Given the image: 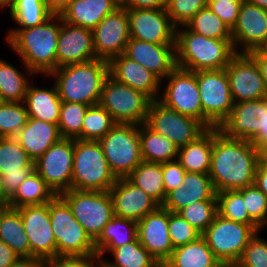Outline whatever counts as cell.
Returning <instances> with one entry per match:
<instances>
[{
  "label": "cell",
  "instance_id": "34e18365",
  "mask_svg": "<svg viewBox=\"0 0 267 267\" xmlns=\"http://www.w3.org/2000/svg\"><path fill=\"white\" fill-rule=\"evenodd\" d=\"M0 204H6V202H3L2 199L0 198Z\"/></svg>",
  "mask_w": 267,
  "mask_h": 267
},
{
  "label": "cell",
  "instance_id": "6da1fadb",
  "mask_svg": "<svg viewBox=\"0 0 267 267\" xmlns=\"http://www.w3.org/2000/svg\"><path fill=\"white\" fill-rule=\"evenodd\" d=\"M260 159L261 151L250 141L227 138L214 127L209 176L216 193L253 185Z\"/></svg>",
  "mask_w": 267,
  "mask_h": 267
},
{
  "label": "cell",
  "instance_id": "f546056e",
  "mask_svg": "<svg viewBox=\"0 0 267 267\" xmlns=\"http://www.w3.org/2000/svg\"><path fill=\"white\" fill-rule=\"evenodd\" d=\"M214 128L207 129L195 141L178 148L177 161L186 172L209 174Z\"/></svg>",
  "mask_w": 267,
  "mask_h": 267
},
{
  "label": "cell",
  "instance_id": "11a10c76",
  "mask_svg": "<svg viewBox=\"0 0 267 267\" xmlns=\"http://www.w3.org/2000/svg\"><path fill=\"white\" fill-rule=\"evenodd\" d=\"M185 174L186 170L177 160L163 163V182L166 195L182 185Z\"/></svg>",
  "mask_w": 267,
  "mask_h": 267
},
{
  "label": "cell",
  "instance_id": "2644e50d",
  "mask_svg": "<svg viewBox=\"0 0 267 267\" xmlns=\"http://www.w3.org/2000/svg\"><path fill=\"white\" fill-rule=\"evenodd\" d=\"M220 267H240L237 263L221 264Z\"/></svg>",
  "mask_w": 267,
  "mask_h": 267
},
{
  "label": "cell",
  "instance_id": "30bf717a",
  "mask_svg": "<svg viewBox=\"0 0 267 267\" xmlns=\"http://www.w3.org/2000/svg\"><path fill=\"white\" fill-rule=\"evenodd\" d=\"M67 202L75 219L95 241L104 226L114 216L113 200L109 191L70 189L60 194Z\"/></svg>",
  "mask_w": 267,
  "mask_h": 267
},
{
  "label": "cell",
  "instance_id": "f1b7e54d",
  "mask_svg": "<svg viewBox=\"0 0 267 267\" xmlns=\"http://www.w3.org/2000/svg\"><path fill=\"white\" fill-rule=\"evenodd\" d=\"M52 88L42 89L29 84L24 99L28 118H35L48 123L58 124L62 101L58 95L55 84Z\"/></svg>",
  "mask_w": 267,
  "mask_h": 267
},
{
  "label": "cell",
  "instance_id": "ee69618b",
  "mask_svg": "<svg viewBox=\"0 0 267 267\" xmlns=\"http://www.w3.org/2000/svg\"><path fill=\"white\" fill-rule=\"evenodd\" d=\"M88 105L61 102L58 128L62 138L82 140V126Z\"/></svg>",
  "mask_w": 267,
  "mask_h": 267
},
{
  "label": "cell",
  "instance_id": "7a4b0ae2",
  "mask_svg": "<svg viewBox=\"0 0 267 267\" xmlns=\"http://www.w3.org/2000/svg\"><path fill=\"white\" fill-rule=\"evenodd\" d=\"M61 23L60 15H52L41 25L14 28L6 34L9 46L21 57L28 74L41 73L48 76L50 72L57 69L58 36Z\"/></svg>",
  "mask_w": 267,
  "mask_h": 267
},
{
  "label": "cell",
  "instance_id": "60d3db41",
  "mask_svg": "<svg viewBox=\"0 0 267 267\" xmlns=\"http://www.w3.org/2000/svg\"><path fill=\"white\" fill-rule=\"evenodd\" d=\"M9 11L20 28L41 25L53 15L44 0H16Z\"/></svg>",
  "mask_w": 267,
  "mask_h": 267
},
{
  "label": "cell",
  "instance_id": "ab89813d",
  "mask_svg": "<svg viewBox=\"0 0 267 267\" xmlns=\"http://www.w3.org/2000/svg\"><path fill=\"white\" fill-rule=\"evenodd\" d=\"M113 255L114 262L108 263L114 267H161V264L136 239L132 243L115 247L109 254Z\"/></svg>",
  "mask_w": 267,
  "mask_h": 267
},
{
  "label": "cell",
  "instance_id": "003e7915",
  "mask_svg": "<svg viewBox=\"0 0 267 267\" xmlns=\"http://www.w3.org/2000/svg\"><path fill=\"white\" fill-rule=\"evenodd\" d=\"M97 267H114V266L110 265L108 261H105V259L103 260V256H102V257H98Z\"/></svg>",
  "mask_w": 267,
  "mask_h": 267
},
{
  "label": "cell",
  "instance_id": "277c9868",
  "mask_svg": "<svg viewBox=\"0 0 267 267\" xmlns=\"http://www.w3.org/2000/svg\"><path fill=\"white\" fill-rule=\"evenodd\" d=\"M236 54L232 40L212 39L176 28V65L190 70L225 69Z\"/></svg>",
  "mask_w": 267,
  "mask_h": 267
},
{
  "label": "cell",
  "instance_id": "f6af8a7d",
  "mask_svg": "<svg viewBox=\"0 0 267 267\" xmlns=\"http://www.w3.org/2000/svg\"><path fill=\"white\" fill-rule=\"evenodd\" d=\"M28 113L24 102L0 103V138L15 137L26 125Z\"/></svg>",
  "mask_w": 267,
  "mask_h": 267
},
{
  "label": "cell",
  "instance_id": "484cf974",
  "mask_svg": "<svg viewBox=\"0 0 267 267\" xmlns=\"http://www.w3.org/2000/svg\"><path fill=\"white\" fill-rule=\"evenodd\" d=\"M202 200H217L209 174L186 172L182 185L169 192L161 206L178 213L184 207Z\"/></svg>",
  "mask_w": 267,
  "mask_h": 267
},
{
  "label": "cell",
  "instance_id": "74e56055",
  "mask_svg": "<svg viewBox=\"0 0 267 267\" xmlns=\"http://www.w3.org/2000/svg\"><path fill=\"white\" fill-rule=\"evenodd\" d=\"M29 80L9 62L0 59V98L2 102H24Z\"/></svg>",
  "mask_w": 267,
  "mask_h": 267
},
{
  "label": "cell",
  "instance_id": "8fae6325",
  "mask_svg": "<svg viewBox=\"0 0 267 267\" xmlns=\"http://www.w3.org/2000/svg\"><path fill=\"white\" fill-rule=\"evenodd\" d=\"M257 231L248 224L225 219L217 214L202 237L222 264L237 263Z\"/></svg>",
  "mask_w": 267,
  "mask_h": 267
},
{
  "label": "cell",
  "instance_id": "e0dca14e",
  "mask_svg": "<svg viewBox=\"0 0 267 267\" xmlns=\"http://www.w3.org/2000/svg\"><path fill=\"white\" fill-rule=\"evenodd\" d=\"M30 246V257L41 260L57 256V242L49 215V202L17 208Z\"/></svg>",
  "mask_w": 267,
  "mask_h": 267
},
{
  "label": "cell",
  "instance_id": "836d02e7",
  "mask_svg": "<svg viewBox=\"0 0 267 267\" xmlns=\"http://www.w3.org/2000/svg\"><path fill=\"white\" fill-rule=\"evenodd\" d=\"M56 194L33 170L18 186L14 195L6 202L10 208H20L26 205H41L50 202Z\"/></svg>",
  "mask_w": 267,
  "mask_h": 267
},
{
  "label": "cell",
  "instance_id": "d4e9b609",
  "mask_svg": "<svg viewBox=\"0 0 267 267\" xmlns=\"http://www.w3.org/2000/svg\"><path fill=\"white\" fill-rule=\"evenodd\" d=\"M109 75L116 81L143 92L152 100L159 99L162 81L124 54L116 56L109 61Z\"/></svg>",
  "mask_w": 267,
  "mask_h": 267
},
{
  "label": "cell",
  "instance_id": "4316f807",
  "mask_svg": "<svg viewBox=\"0 0 267 267\" xmlns=\"http://www.w3.org/2000/svg\"><path fill=\"white\" fill-rule=\"evenodd\" d=\"M33 159L37 160L62 137L57 124L28 118L26 125L14 137Z\"/></svg>",
  "mask_w": 267,
  "mask_h": 267
},
{
  "label": "cell",
  "instance_id": "89a4df30",
  "mask_svg": "<svg viewBox=\"0 0 267 267\" xmlns=\"http://www.w3.org/2000/svg\"><path fill=\"white\" fill-rule=\"evenodd\" d=\"M8 208L7 204H0V217L1 214Z\"/></svg>",
  "mask_w": 267,
  "mask_h": 267
},
{
  "label": "cell",
  "instance_id": "9a60e30c",
  "mask_svg": "<svg viewBox=\"0 0 267 267\" xmlns=\"http://www.w3.org/2000/svg\"><path fill=\"white\" fill-rule=\"evenodd\" d=\"M267 97L234 103L229 116L218 129L227 138L250 141L255 145L265 134Z\"/></svg>",
  "mask_w": 267,
  "mask_h": 267
},
{
  "label": "cell",
  "instance_id": "db71d44e",
  "mask_svg": "<svg viewBox=\"0 0 267 267\" xmlns=\"http://www.w3.org/2000/svg\"><path fill=\"white\" fill-rule=\"evenodd\" d=\"M242 2L207 1V6L232 30Z\"/></svg>",
  "mask_w": 267,
  "mask_h": 267
},
{
  "label": "cell",
  "instance_id": "816d5d0a",
  "mask_svg": "<svg viewBox=\"0 0 267 267\" xmlns=\"http://www.w3.org/2000/svg\"><path fill=\"white\" fill-rule=\"evenodd\" d=\"M34 170V167H23L22 172H6L0 175V198L7 202L16 192L18 186Z\"/></svg>",
  "mask_w": 267,
  "mask_h": 267
},
{
  "label": "cell",
  "instance_id": "8c879c8a",
  "mask_svg": "<svg viewBox=\"0 0 267 267\" xmlns=\"http://www.w3.org/2000/svg\"><path fill=\"white\" fill-rule=\"evenodd\" d=\"M207 1H220V2H243L244 0H207Z\"/></svg>",
  "mask_w": 267,
  "mask_h": 267
},
{
  "label": "cell",
  "instance_id": "c3c4849f",
  "mask_svg": "<svg viewBox=\"0 0 267 267\" xmlns=\"http://www.w3.org/2000/svg\"><path fill=\"white\" fill-rule=\"evenodd\" d=\"M168 230L175 248L196 241L201 233L191 226L179 213L169 211Z\"/></svg>",
  "mask_w": 267,
  "mask_h": 267
},
{
  "label": "cell",
  "instance_id": "e7e4bbea",
  "mask_svg": "<svg viewBox=\"0 0 267 267\" xmlns=\"http://www.w3.org/2000/svg\"><path fill=\"white\" fill-rule=\"evenodd\" d=\"M244 1L256 5L260 8L267 9V0H244Z\"/></svg>",
  "mask_w": 267,
  "mask_h": 267
},
{
  "label": "cell",
  "instance_id": "7bdbcfd3",
  "mask_svg": "<svg viewBox=\"0 0 267 267\" xmlns=\"http://www.w3.org/2000/svg\"><path fill=\"white\" fill-rule=\"evenodd\" d=\"M23 167H34L33 159L14 138H0V175L22 172Z\"/></svg>",
  "mask_w": 267,
  "mask_h": 267
},
{
  "label": "cell",
  "instance_id": "f5cc1de1",
  "mask_svg": "<svg viewBox=\"0 0 267 267\" xmlns=\"http://www.w3.org/2000/svg\"><path fill=\"white\" fill-rule=\"evenodd\" d=\"M98 256L57 255L43 260L42 267H97Z\"/></svg>",
  "mask_w": 267,
  "mask_h": 267
},
{
  "label": "cell",
  "instance_id": "52a82bcc",
  "mask_svg": "<svg viewBox=\"0 0 267 267\" xmlns=\"http://www.w3.org/2000/svg\"><path fill=\"white\" fill-rule=\"evenodd\" d=\"M98 142L117 179L126 178L143 161L139 125L116 123Z\"/></svg>",
  "mask_w": 267,
  "mask_h": 267
},
{
  "label": "cell",
  "instance_id": "b9f144b4",
  "mask_svg": "<svg viewBox=\"0 0 267 267\" xmlns=\"http://www.w3.org/2000/svg\"><path fill=\"white\" fill-rule=\"evenodd\" d=\"M82 123L83 141H99L116 125L112 116L100 104L88 107Z\"/></svg>",
  "mask_w": 267,
  "mask_h": 267
},
{
  "label": "cell",
  "instance_id": "ac0fdd59",
  "mask_svg": "<svg viewBox=\"0 0 267 267\" xmlns=\"http://www.w3.org/2000/svg\"><path fill=\"white\" fill-rule=\"evenodd\" d=\"M130 38L154 43L176 44V26L166 9H127Z\"/></svg>",
  "mask_w": 267,
  "mask_h": 267
},
{
  "label": "cell",
  "instance_id": "4dcf8cb0",
  "mask_svg": "<svg viewBox=\"0 0 267 267\" xmlns=\"http://www.w3.org/2000/svg\"><path fill=\"white\" fill-rule=\"evenodd\" d=\"M221 264L201 236L194 242L175 248L163 265L165 267H220Z\"/></svg>",
  "mask_w": 267,
  "mask_h": 267
},
{
  "label": "cell",
  "instance_id": "83f0119b",
  "mask_svg": "<svg viewBox=\"0 0 267 267\" xmlns=\"http://www.w3.org/2000/svg\"><path fill=\"white\" fill-rule=\"evenodd\" d=\"M120 6L121 0H71L60 16L66 23L93 30Z\"/></svg>",
  "mask_w": 267,
  "mask_h": 267
},
{
  "label": "cell",
  "instance_id": "7c38bea8",
  "mask_svg": "<svg viewBox=\"0 0 267 267\" xmlns=\"http://www.w3.org/2000/svg\"><path fill=\"white\" fill-rule=\"evenodd\" d=\"M145 124L178 148L195 141L207 130L200 121L166 107L159 100H152Z\"/></svg>",
  "mask_w": 267,
  "mask_h": 267
},
{
  "label": "cell",
  "instance_id": "4fadbf2b",
  "mask_svg": "<svg viewBox=\"0 0 267 267\" xmlns=\"http://www.w3.org/2000/svg\"><path fill=\"white\" fill-rule=\"evenodd\" d=\"M74 139L61 138L34 161V170L56 195L71 189Z\"/></svg>",
  "mask_w": 267,
  "mask_h": 267
},
{
  "label": "cell",
  "instance_id": "5b68a950",
  "mask_svg": "<svg viewBox=\"0 0 267 267\" xmlns=\"http://www.w3.org/2000/svg\"><path fill=\"white\" fill-rule=\"evenodd\" d=\"M116 181L100 143L75 139L71 189L109 191Z\"/></svg>",
  "mask_w": 267,
  "mask_h": 267
},
{
  "label": "cell",
  "instance_id": "d590c367",
  "mask_svg": "<svg viewBox=\"0 0 267 267\" xmlns=\"http://www.w3.org/2000/svg\"><path fill=\"white\" fill-rule=\"evenodd\" d=\"M126 178L151 196L160 206L164 203L167 195L163 182V163L142 161Z\"/></svg>",
  "mask_w": 267,
  "mask_h": 267
},
{
  "label": "cell",
  "instance_id": "8992f818",
  "mask_svg": "<svg viewBox=\"0 0 267 267\" xmlns=\"http://www.w3.org/2000/svg\"><path fill=\"white\" fill-rule=\"evenodd\" d=\"M49 215L57 242V255L97 256L94 241L60 195L49 202Z\"/></svg>",
  "mask_w": 267,
  "mask_h": 267
},
{
  "label": "cell",
  "instance_id": "9f6ffc18",
  "mask_svg": "<svg viewBox=\"0 0 267 267\" xmlns=\"http://www.w3.org/2000/svg\"><path fill=\"white\" fill-rule=\"evenodd\" d=\"M168 0H121L126 9H166Z\"/></svg>",
  "mask_w": 267,
  "mask_h": 267
},
{
  "label": "cell",
  "instance_id": "ba28073f",
  "mask_svg": "<svg viewBox=\"0 0 267 267\" xmlns=\"http://www.w3.org/2000/svg\"><path fill=\"white\" fill-rule=\"evenodd\" d=\"M152 99L143 92L106 78L99 104L116 123L141 125L146 122Z\"/></svg>",
  "mask_w": 267,
  "mask_h": 267
},
{
  "label": "cell",
  "instance_id": "7402d4cb",
  "mask_svg": "<svg viewBox=\"0 0 267 267\" xmlns=\"http://www.w3.org/2000/svg\"><path fill=\"white\" fill-rule=\"evenodd\" d=\"M161 81L176 67V44H154L130 38L123 53Z\"/></svg>",
  "mask_w": 267,
  "mask_h": 267
},
{
  "label": "cell",
  "instance_id": "d6a6232c",
  "mask_svg": "<svg viewBox=\"0 0 267 267\" xmlns=\"http://www.w3.org/2000/svg\"><path fill=\"white\" fill-rule=\"evenodd\" d=\"M142 160L165 163L177 159L178 147L167 137L155 133L145 123L139 125Z\"/></svg>",
  "mask_w": 267,
  "mask_h": 267
},
{
  "label": "cell",
  "instance_id": "44dd1931",
  "mask_svg": "<svg viewBox=\"0 0 267 267\" xmlns=\"http://www.w3.org/2000/svg\"><path fill=\"white\" fill-rule=\"evenodd\" d=\"M168 223L169 210L162 206L137 222L138 241L161 265L169 259L174 250Z\"/></svg>",
  "mask_w": 267,
  "mask_h": 267
},
{
  "label": "cell",
  "instance_id": "91938a15",
  "mask_svg": "<svg viewBox=\"0 0 267 267\" xmlns=\"http://www.w3.org/2000/svg\"><path fill=\"white\" fill-rule=\"evenodd\" d=\"M249 54L256 60L267 87V51L262 48H257L250 51Z\"/></svg>",
  "mask_w": 267,
  "mask_h": 267
},
{
  "label": "cell",
  "instance_id": "f907efd6",
  "mask_svg": "<svg viewBox=\"0 0 267 267\" xmlns=\"http://www.w3.org/2000/svg\"><path fill=\"white\" fill-rule=\"evenodd\" d=\"M250 239L237 264L240 267H267V241L258 236Z\"/></svg>",
  "mask_w": 267,
  "mask_h": 267
},
{
  "label": "cell",
  "instance_id": "7dc6e473",
  "mask_svg": "<svg viewBox=\"0 0 267 267\" xmlns=\"http://www.w3.org/2000/svg\"><path fill=\"white\" fill-rule=\"evenodd\" d=\"M242 196L249 216L262 228L267 224V197L255 185L237 190Z\"/></svg>",
  "mask_w": 267,
  "mask_h": 267
},
{
  "label": "cell",
  "instance_id": "3957f363",
  "mask_svg": "<svg viewBox=\"0 0 267 267\" xmlns=\"http://www.w3.org/2000/svg\"><path fill=\"white\" fill-rule=\"evenodd\" d=\"M55 77V86L62 102L88 106L99 104L103 84L109 76V62L95 59L86 63L68 64L48 74Z\"/></svg>",
  "mask_w": 267,
  "mask_h": 267
},
{
  "label": "cell",
  "instance_id": "9c48e42d",
  "mask_svg": "<svg viewBox=\"0 0 267 267\" xmlns=\"http://www.w3.org/2000/svg\"><path fill=\"white\" fill-rule=\"evenodd\" d=\"M203 109V125L209 129L229 116L234 106L225 69L195 71Z\"/></svg>",
  "mask_w": 267,
  "mask_h": 267
},
{
  "label": "cell",
  "instance_id": "ffe728a7",
  "mask_svg": "<svg viewBox=\"0 0 267 267\" xmlns=\"http://www.w3.org/2000/svg\"><path fill=\"white\" fill-rule=\"evenodd\" d=\"M231 35L236 53H249L262 48L267 42V9L243 1ZM238 46L243 49L239 51Z\"/></svg>",
  "mask_w": 267,
  "mask_h": 267
},
{
  "label": "cell",
  "instance_id": "e575fe53",
  "mask_svg": "<svg viewBox=\"0 0 267 267\" xmlns=\"http://www.w3.org/2000/svg\"><path fill=\"white\" fill-rule=\"evenodd\" d=\"M0 240L19 257H30V246L21 215L17 209L8 207L0 217Z\"/></svg>",
  "mask_w": 267,
  "mask_h": 267
},
{
  "label": "cell",
  "instance_id": "8d00e7d4",
  "mask_svg": "<svg viewBox=\"0 0 267 267\" xmlns=\"http://www.w3.org/2000/svg\"><path fill=\"white\" fill-rule=\"evenodd\" d=\"M184 27L207 38L232 40L231 29L208 6L199 10Z\"/></svg>",
  "mask_w": 267,
  "mask_h": 267
},
{
  "label": "cell",
  "instance_id": "681fc988",
  "mask_svg": "<svg viewBox=\"0 0 267 267\" xmlns=\"http://www.w3.org/2000/svg\"><path fill=\"white\" fill-rule=\"evenodd\" d=\"M206 6L207 0H168L166 11L172 23L182 27Z\"/></svg>",
  "mask_w": 267,
  "mask_h": 267
},
{
  "label": "cell",
  "instance_id": "be15d7a7",
  "mask_svg": "<svg viewBox=\"0 0 267 267\" xmlns=\"http://www.w3.org/2000/svg\"><path fill=\"white\" fill-rule=\"evenodd\" d=\"M254 146L260 151H262L267 147V112H266V122H265V134Z\"/></svg>",
  "mask_w": 267,
  "mask_h": 267
},
{
  "label": "cell",
  "instance_id": "bcb514c9",
  "mask_svg": "<svg viewBox=\"0 0 267 267\" xmlns=\"http://www.w3.org/2000/svg\"><path fill=\"white\" fill-rule=\"evenodd\" d=\"M201 234L217 216V200H202L192 203L178 212Z\"/></svg>",
  "mask_w": 267,
  "mask_h": 267
},
{
  "label": "cell",
  "instance_id": "f35d334b",
  "mask_svg": "<svg viewBox=\"0 0 267 267\" xmlns=\"http://www.w3.org/2000/svg\"><path fill=\"white\" fill-rule=\"evenodd\" d=\"M216 199L219 216L251 225L257 232H260L262 228L249 216L243 196L237 190L217 192Z\"/></svg>",
  "mask_w": 267,
  "mask_h": 267
},
{
  "label": "cell",
  "instance_id": "94428289",
  "mask_svg": "<svg viewBox=\"0 0 267 267\" xmlns=\"http://www.w3.org/2000/svg\"><path fill=\"white\" fill-rule=\"evenodd\" d=\"M48 10L53 15H61V13L69 6L71 0H44Z\"/></svg>",
  "mask_w": 267,
  "mask_h": 267
},
{
  "label": "cell",
  "instance_id": "603a6c76",
  "mask_svg": "<svg viewBox=\"0 0 267 267\" xmlns=\"http://www.w3.org/2000/svg\"><path fill=\"white\" fill-rule=\"evenodd\" d=\"M93 31L88 28L74 26L62 19L58 36L57 68L95 60Z\"/></svg>",
  "mask_w": 267,
  "mask_h": 267
},
{
  "label": "cell",
  "instance_id": "d6986e66",
  "mask_svg": "<svg viewBox=\"0 0 267 267\" xmlns=\"http://www.w3.org/2000/svg\"><path fill=\"white\" fill-rule=\"evenodd\" d=\"M93 46L97 59L110 61L124 53L130 39L127 9L117 8L92 30Z\"/></svg>",
  "mask_w": 267,
  "mask_h": 267
},
{
  "label": "cell",
  "instance_id": "cb8c5ba5",
  "mask_svg": "<svg viewBox=\"0 0 267 267\" xmlns=\"http://www.w3.org/2000/svg\"><path fill=\"white\" fill-rule=\"evenodd\" d=\"M114 215L138 222L160 205L141 188L132 184L127 178H120L109 190Z\"/></svg>",
  "mask_w": 267,
  "mask_h": 267
},
{
  "label": "cell",
  "instance_id": "03108f58",
  "mask_svg": "<svg viewBox=\"0 0 267 267\" xmlns=\"http://www.w3.org/2000/svg\"><path fill=\"white\" fill-rule=\"evenodd\" d=\"M16 0H0V8L8 7L10 8L14 5Z\"/></svg>",
  "mask_w": 267,
  "mask_h": 267
},
{
  "label": "cell",
  "instance_id": "a7ac6f4b",
  "mask_svg": "<svg viewBox=\"0 0 267 267\" xmlns=\"http://www.w3.org/2000/svg\"><path fill=\"white\" fill-rule=\"evenodd\" d=\"M261 158L267 163V147L261 151Z\"/></svg>",
  "mask_w": 267,
  "mask_h": 267
},
{
  "label": "cell",
  "instance_id": "680465c9",
  "mask_svg": "<svg viewBox=\"0 0 267 267\" xmlns=\"http://www.w3.org/2000/svg\"><path fill=\"white\" fill-rule=\"evenodd\" d=\"M18 258L19 255L0 240V267H10Z\"/></svg>",
  "mask_w": 267,
  "mask_h": 267
},
{
  "label": "cell",
  "instance_id": "2e32d148",
  "mask_svg": "<svg viewBox=\"0 0 267 267\" xmlns=\"http://www.w3.org/2000/svg\"><path fill=\"white\" fill-rule=\"evenodd\" d=\"M225 70L234 103L267 97V87L261 70L249 53H236Z\"/></svg>",
  "mask_w": 267,
  "mask_h": 267
},
{
  "label": "cell",
  "instance_id": "753ad0ef",
  "mask_svg": "<svg viewBox=\"0 0 267 267\" xmlns=\"http://www.w3.org/2000/svg\"><path fill=\"white\" fill-rule=\"evenodd\" d=\"M262 49L267 51V42L264 44V46L262 47Z\"/></svg>",
  "mask_w": 267,
  "mask_h": 267
},
{
  "label": "cell",
  "instance_id": "1f68e13d",
  "mask_svg": "<svg viewBox=\"0 0 267 267\" xmlns=\"http://www.w3.org/2000/svg\"><path fill=\"white\" fill-rule=\"evenodd\" d=\"M136 239L137 222L114 215L94 241L97 256L102 257L104 253L110 252L115 247L132 243Z\"/></svg>",
  "mask_w": 267,
  "mask_h": 267
},
{
  "label": "cell",
  "instance_id": "6f0895ef",
  "mask_svg": "<svg viewBox=\"0 0 267 267\" xmlns=\"http://www.w3.org/2000/svg\"><path fill=\"white\" fill-rule=\"evenodd\" d=\"M254 184L267 197V163L261 158L256 169Z\"/></svg>",
  "mask_w": 267,
  "mask_h": 267
},
{
  "label": "cell",
  "instance_id": "5bb4252c",
  "mask_svg": "<svg viewBox=\"0 0 267 267\" xmlns=\"http://www.w3.org/2000/svg\"><path fill=\"white\" fill-rule=\"evenodd\" d=\"M165 79L169 82H166V89L164 88L158 100L166 107L203 124V109L196 73L176 67Z\"/></svg>",
  "mask_w": 267,
  "mask_h": 267
},
{
  "label": "cell",
  "instance_id": "6125c7cd",
  "mask_svg": "<svg viewBox=\"0 0 267 267\" xmlns=\"http://www.w3.org/2000/svg\"><path fill=\"white\" fill-rule=\"evenodd\" d=\"M43 260L32 257H19L10 267H42Z\"/></svg>",
  "mask_w": 267,
  "mask_h": 267
}]
</instances>
